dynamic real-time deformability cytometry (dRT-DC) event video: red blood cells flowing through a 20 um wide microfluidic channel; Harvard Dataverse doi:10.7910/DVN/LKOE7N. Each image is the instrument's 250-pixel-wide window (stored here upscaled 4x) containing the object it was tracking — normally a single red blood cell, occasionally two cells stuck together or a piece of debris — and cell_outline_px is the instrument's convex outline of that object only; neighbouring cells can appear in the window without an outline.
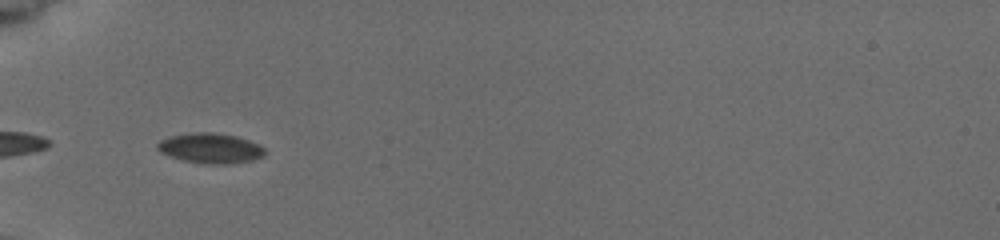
{"species": "common noctule bat (a hibernating species)", "species_latin": "Nyctalus noctula", "temperature_condition": "cold", "stored_images_in_passage": 8, "camera_frame_rate_fps": 3000, "um_per_image_px": 0.085, "animal": {"sex": "female", "body_mass_g": 19.5, "forearm_length_mm": 54.1}, "frame": {"image": 1, "passage_image": 7, "time_ms": 6.333, "image_size_px": [1000, 240], "cell_outline_px": [[264, 156], [252, 160], [232, 164], [204, 164], [184, 160], [160, 152], [156, 148], [156, 144], [160, 140], [172, 136], [196, 132], [212, 132], [236, 136], [248, 140], [264, 148]], "centroid_in_image_um": [17.88, 12.6], "position_along_channel_um": 67.1, "area_um2": 18.67}}
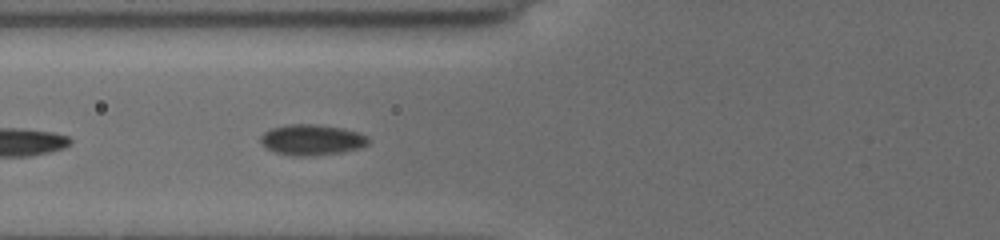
{"frame": {"image": 2, "passage_image": 8, "time_ms": 7.333, "image_size_px": [1000, 240], "cell_outline_px": [[368, 144], [360, 148], [340, 152], [316, 156], [292, 156], [276, 152], [264, 148], [260, 140], [260, 136], [264, 132], [272, 128], [284, 124], [320, 124], [344, 128], [368, 136]], "centroid_in_image_um": [26.47, 11.88], "position_along_channel_um": 99.3, "area_um2": 19.54}}